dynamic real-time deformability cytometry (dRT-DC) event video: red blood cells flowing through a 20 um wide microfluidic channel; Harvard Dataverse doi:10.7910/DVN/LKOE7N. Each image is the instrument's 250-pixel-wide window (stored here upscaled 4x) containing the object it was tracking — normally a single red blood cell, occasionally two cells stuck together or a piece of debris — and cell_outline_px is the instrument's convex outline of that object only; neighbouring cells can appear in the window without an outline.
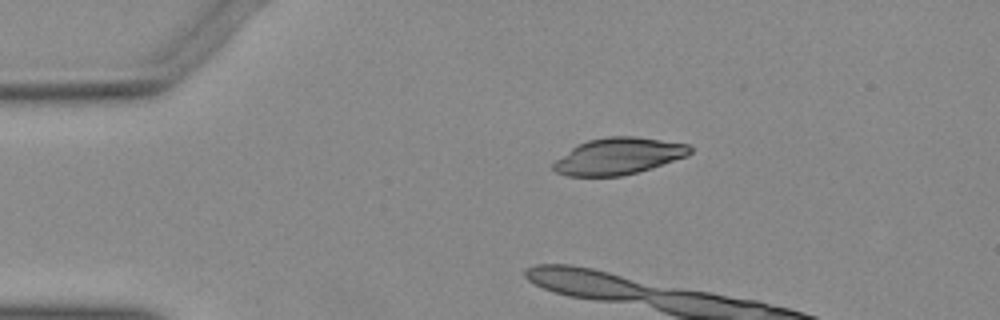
{"species": "Egyptian fruit bat (a non-hibernating species)", "species_latin": "Rousettus aegyptiacus", "temperature_condition": "warm", "stored_images_in_passage": 10, "camera_frame_rate_fps": 3000, "um_per_image_px": 0.085, "animal": {"sex": "female"}, "frame": {"image": 1, "passage_image": 1, "time_ms": 0.0, "image_size_px": [1000, 320], "cell_outline_px": [[692, 152], [688, 156], [652, 168], [620, 176], [568, 176], [556, 172], [552, 168], [552, 164], [556, 160], [572, 148], [588, 140], [608, 136], [636, 136], [688, 144], [692, 148]], "centroid_in_image_um": [52.6, 13.27], "position_along_channel_um": 32.4, "area_um2": 29.07}}